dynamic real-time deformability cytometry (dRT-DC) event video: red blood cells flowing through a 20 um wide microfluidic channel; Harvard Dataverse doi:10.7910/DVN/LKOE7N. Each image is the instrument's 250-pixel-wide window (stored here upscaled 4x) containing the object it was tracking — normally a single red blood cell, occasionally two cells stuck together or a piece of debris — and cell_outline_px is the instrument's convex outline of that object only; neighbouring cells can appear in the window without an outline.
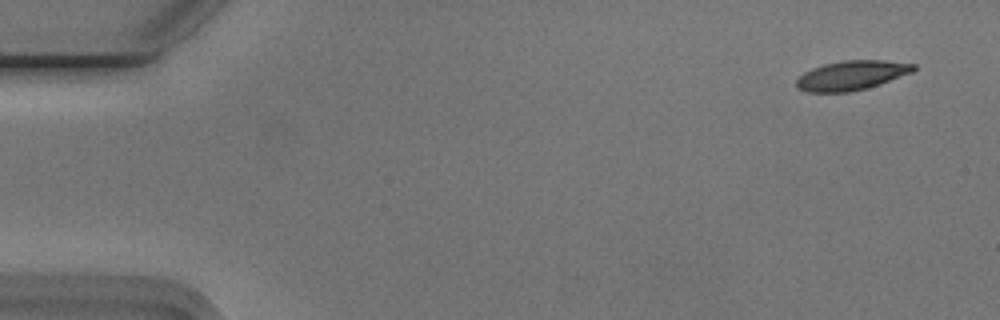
{"species": "Egyptian fruit bat (a non-hibernating species)", "species_latin": "Rousettus aegyptiacus", "temperature_condition": "cold", "stored_images_in_passage": 52, "camera_frame_rate_fps": 3000, "um_per_image_px": 0.085, "animal": {"sex": "male"}, "frame": {"image": 1, "passage_image": 1, "time_ms": 0.0, "image_size_px": [1000, 320], "cell_outline_px": [[916, 68], [912, 72], [880, 84], [848, 92], [808, 92], [796, 88], [796, 80], [804, 72], [812, 68], [824, 64], [844, 60], [884, 60], [916, 64]], "centroid_in_image_um": [72.37, 6.4], "position_along_channel_um": 12.6, "area_um2": 20.0}}
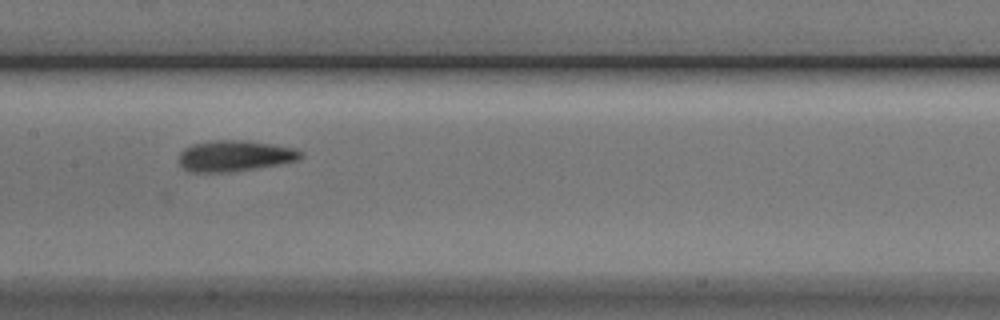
{"frame": {"image": 2, "passage_image": 25, "time_ms": 8.0, "image_size_px": [1000, 320], "cell_outline_px": [[304, 156], [296, 160], [276, 164], [252, 168], [224, 172], [188, 172], [176, 160], [180, 152], [184, 148], [192, 144], [212, 140], [244, 140], [272, 144], [296, 148], [304, 152]], "centroid_in_image_um": [19.91, 13.23], "position_along_channel_um": 187.5, "area_um2": 21.96}}
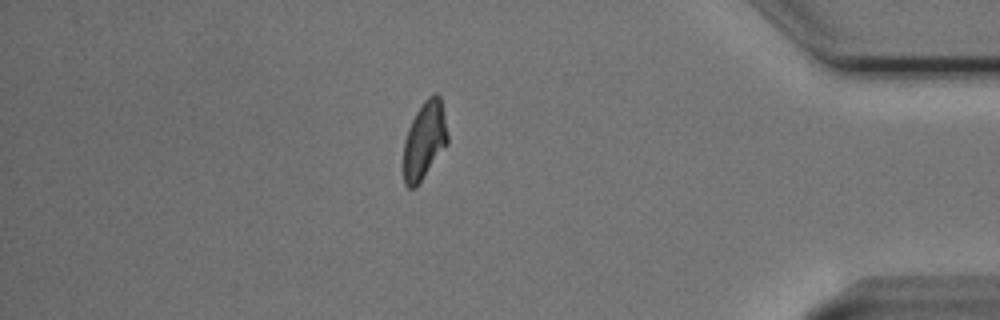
{"frame": {"image": 3, "passage_image": 45, "time_ms": 14.667, "image_size_px": [1000, 320], "cell_outline_px": [[448, 144], [416, 188], [408, 188], [404, 184], [404, 140], [408, 128], [416, 112], [424, 100], [432, 92], [436, 92], [440, 96], [448, 136]], "centroid_in_image_um": [36.08, 11.93], "position_along_channel_um": 399.1, "area_um2": 20.06}, "authors_computed_cell_mechanics": {"area_um2": 20.6924, "velocity_mm_per_s": 3.7421, "shape_relaxation_time_tau1_ms": 3.5771, "shape_relaxation_time_tau2_ms": 3.7589, "deformation_change_tau1": 0.166, "deformation_change_tau2": 0.0988}}